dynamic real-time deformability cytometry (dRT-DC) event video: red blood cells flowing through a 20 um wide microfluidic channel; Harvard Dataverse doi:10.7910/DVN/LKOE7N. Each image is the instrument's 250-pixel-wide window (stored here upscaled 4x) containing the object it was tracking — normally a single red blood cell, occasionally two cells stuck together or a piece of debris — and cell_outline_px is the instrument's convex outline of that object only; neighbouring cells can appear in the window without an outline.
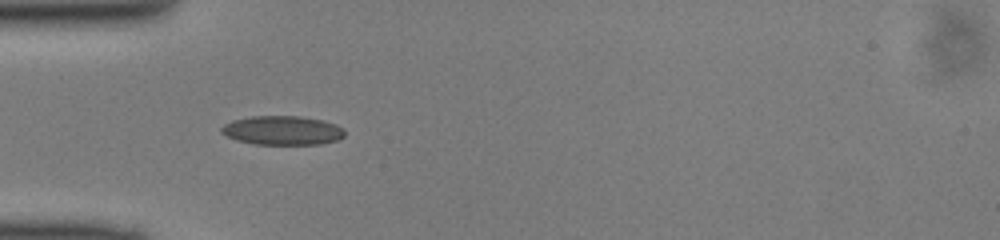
{"species": "common noctule bat (a hibernating species)", "species_latin": "Nyctalus noctula", "temperature_condition": "cold", "stored_images_in_passage": 21, "camera_frame_rate_fps": 3000, "um_per_image_px": 0.085, "animal": {"sex": "male", "body_mass_g": 13.0, "forearm_length_mm": 53.1}, "frame": {"image": 1, "passage_image": 1, "time_ms": 0.0, "image_size_px": [1000, 240], "cell_outline_px": [[344, 136], [336, 140], [320, 144], [256, 144], [236, 140], [220, 132], [220, 128], [224, 124], [232, 120], [252, 116], [300, 116], [320, 120], [336, 124], [344, 128]], "centroid_in_image_um": [23.99, 11.08], "position_along_channel_um": 61.0, "area_um2": 20.81}}